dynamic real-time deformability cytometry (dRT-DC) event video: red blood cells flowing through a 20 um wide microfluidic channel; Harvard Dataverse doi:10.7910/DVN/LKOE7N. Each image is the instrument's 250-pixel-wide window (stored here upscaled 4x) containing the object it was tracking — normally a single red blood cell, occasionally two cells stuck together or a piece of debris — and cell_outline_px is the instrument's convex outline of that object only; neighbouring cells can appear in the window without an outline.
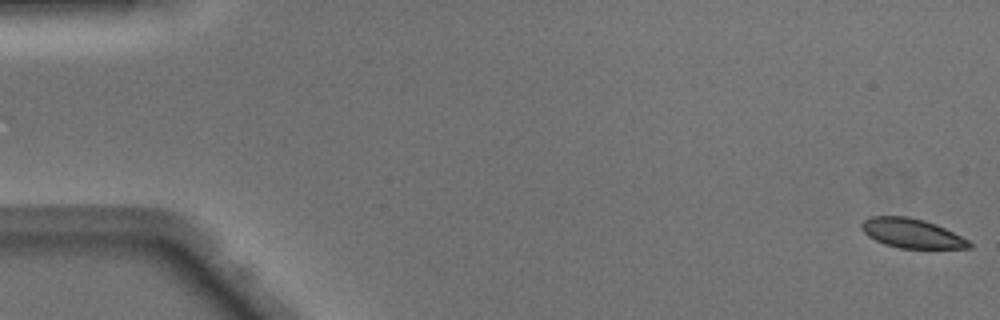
{"species": "Egyptian fruit bat (a non-hibernating species)", "species_latin": "Rousettus aegyptiacus", "temperature_condition": "warm", "stored_images_in_passage": 50, "camera_frame_rate_fps": 3000, "um_per_image_px": 0.085, "animal": {"sex": "male"}, "frame": {"image": 1, "passage_image": 1, "time_ms": 0.0, "image_size_px": [1000, 320], "cell_outline_px": [[972, 248], [900, 248], [884, 244], [868, 236], [860, 228], [860, 224], [864, 220], [872, 216], [908, 216], [924, 220], [936, 224], [968, 240], [972, 244]], "centroid_in_image_um": [77.47, 19.82], "position_along_channel_um": 7.5, "area_um2": 18.32}}
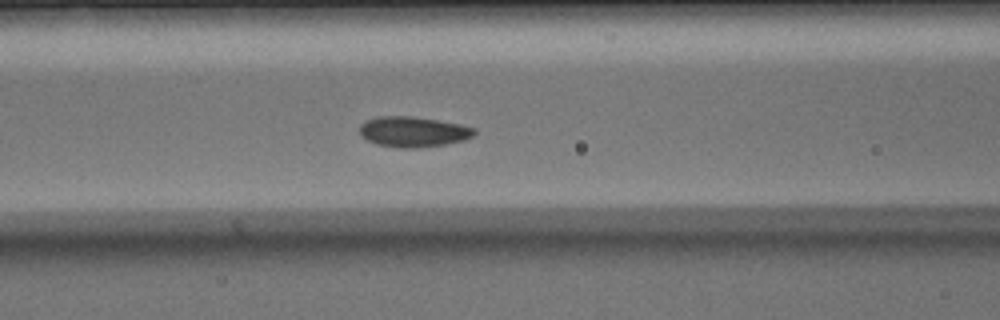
{"frame": {"image": 2, "passage_image": 21, "time_ms": 6.667, "image_size_px": [1000, 320], "cell_outline_px": [[476, 132], [472, 136], [464, 140], [444, 144], [416, 148], [404, 148], [376, 144], [360, 136], [360, 124], [364, 120], [376, 116], [412, 116], [460, 124], [476, 128]], "centroid_in_image_um": [35.09, 11.19], "position_along_channel_um": 131.5, "area_um2": 20.35}}
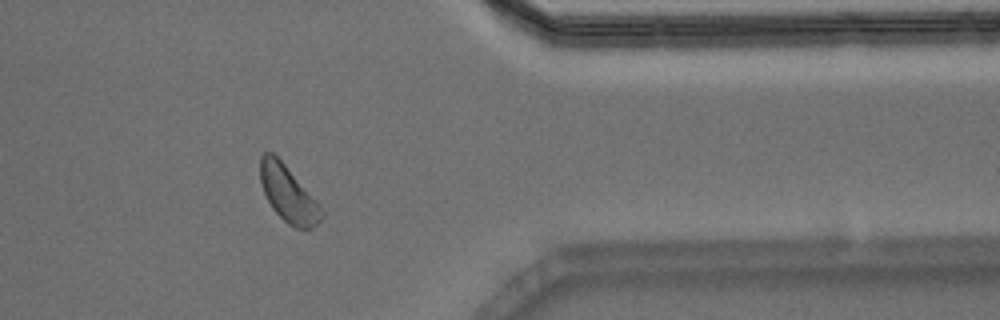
{"frame": {"image": 3, "passage_image": 41, "time_ms": 13.333, "image_size_px": [1000, 320], "cell_outline_px": [[324, 216], [312, 228], [296, 228], [288, 224], [272, 208], [264, 192], [260, 180], [260, 156], [264, 152], [272, 152], [284, 164], [324, 212]], "centroid_in_image_um": [24.46, 16.49], "position_along_channel_um": 386.9, "area_um2": 19.31}, "authors_computed_cell_mechanics": {"area_um2": 19.6809, "velocity_mm_per_s": 4.0672, "shape_relaxation_time_tau1_ms": 6.1139, "shape_relaxation_time_tau2_ms": null, "deformation_change_tau1": 0.1248, "deformation_change_tau2": null}}